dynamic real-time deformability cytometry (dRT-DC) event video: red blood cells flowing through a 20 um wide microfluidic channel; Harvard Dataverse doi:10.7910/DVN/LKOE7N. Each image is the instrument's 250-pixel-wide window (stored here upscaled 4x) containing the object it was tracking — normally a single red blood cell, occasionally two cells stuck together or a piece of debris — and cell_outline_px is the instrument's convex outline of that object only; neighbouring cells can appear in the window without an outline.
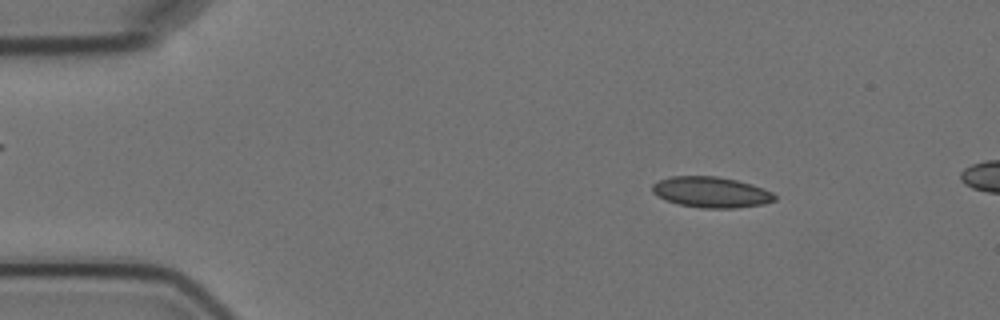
{"species": "Egyptian fruit bat (a non-hibernating species)", "species_latin": "Rousettus aegyptiacus", "temperature_condition": "cold", "stored_images_in_passage": 4, "camera_frame_rate_fps": 3000, "um_per_image_px": 0.085, "animal": {"sex": "female"}, "frame": {"image": 1, "passage_image": 2, "time_ms": 1.0, "image_size_px": [1000, 320], "cell_outline_px": [[776, 200], [764, 204], [736, 208], [704, 208], [680, 204], [656, 196], [652, 192], [652, 184], [660, 180], [672, 176], [716, 176], [736, 180], [752, 184], [772, 192], [776, 196]], "centroid_in_image_um": [60.46, 16.33], "position_along_channel_um": 24.5, "area_um2": 21.85}}